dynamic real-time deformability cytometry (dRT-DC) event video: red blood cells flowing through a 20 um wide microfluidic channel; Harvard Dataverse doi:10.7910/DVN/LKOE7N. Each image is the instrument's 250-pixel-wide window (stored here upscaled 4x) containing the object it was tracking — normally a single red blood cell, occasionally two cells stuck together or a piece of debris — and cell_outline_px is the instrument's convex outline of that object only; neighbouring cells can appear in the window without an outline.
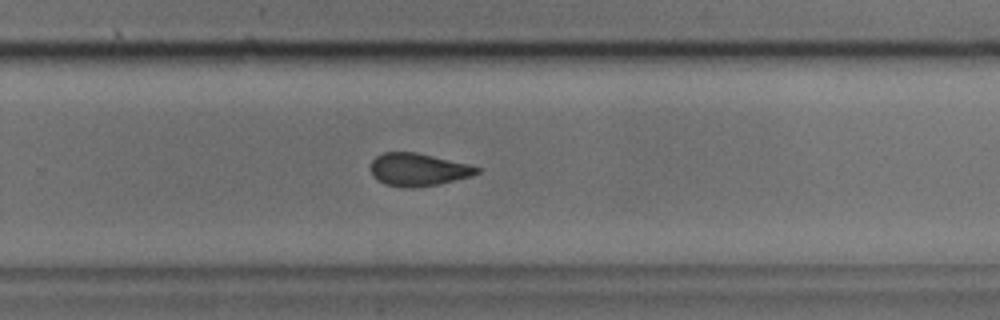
{"species": "common noctule bat (a hibernating species)", "species_latin": "Nyctalus noctula", "temperature_condition": "cold", "stored_images_in_passage": 32, "camera_frame_rate_fps": 3000, "um_per_image_px": 0.085, "animal": {"sex": "male", "body_mass_g": 17.9, "forearm_length_mm": 54.2}, "frame": {"image": 1, "passage_image": 23, "time_ms": 7.333, "image_size_px": [1000, 320], "cell_outline_px": [[480, 172], [472, 176], [440, 184], [412, 188], [408, 188], [384, 184], [376, 180], [372, 176], [372, 160], [376, 156], [384, 152], [416, 152], [468, 164], [480, 168]], "centroid_in_image_um": [35.54, 14.42], "position_along_channel_um": 294.3, "area_um2": 20.29}}
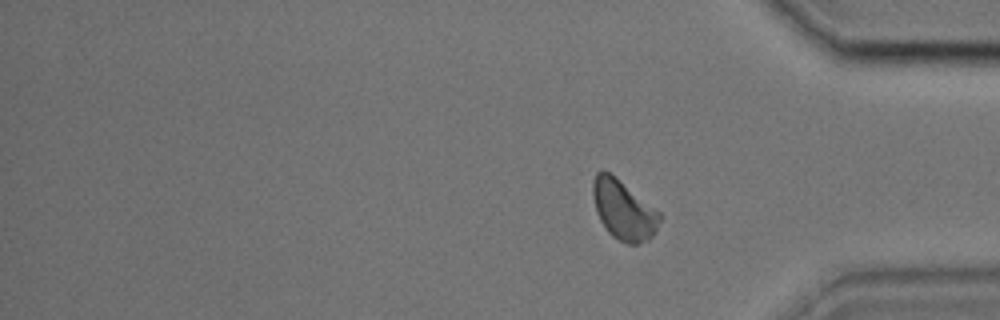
{"frame": {"image": 2, "passage_image": 32, "time_ms": 10.333, "image_size_px": [1000, 320], "cell_outline_px": [[660, 220], [656, 232], [648, 240], [636, 244], [628, 244], [612, 236], [608, 232], [600, 220], [596, 212], [592, 196], [592, 184], [596, 172], [608, 172], [660, 212]], "centroid_in_image_um": [52.99, 17.88], "position_along_channel_um": 382.2, "area_um2": 22.77}}